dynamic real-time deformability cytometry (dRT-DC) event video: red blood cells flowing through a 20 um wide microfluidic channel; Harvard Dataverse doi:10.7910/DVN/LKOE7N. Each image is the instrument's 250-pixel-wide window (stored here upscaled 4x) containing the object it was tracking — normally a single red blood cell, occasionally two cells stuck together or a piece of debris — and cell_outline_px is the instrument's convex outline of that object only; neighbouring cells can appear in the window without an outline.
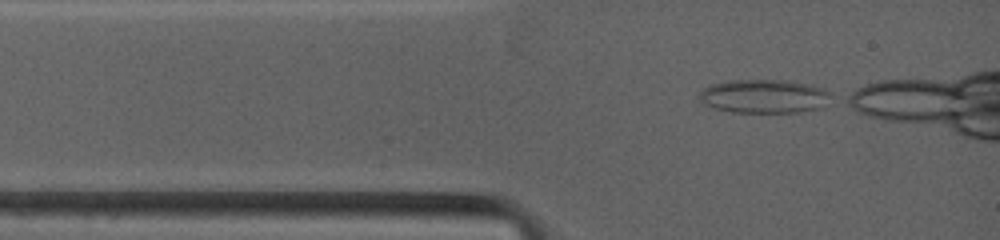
{"species": "common noctule bat (a hibernating species)", "species_latin": "Nyctalus noctula", "temperature_condition": "warm", "stored_images_in_passage": 18, "camera_frame_rate_fps": 4500, "um_per_image_px": 0.085, "animal": {"sex": "female", "body_mass_g": 19.0, "forearm_length_mm": 53.3}, "frame": {"image": 1, "passage_image": 1, "time_ms": 0.0, "image_size_px": [1000, 240], "cell_outline_px": [[828, 92], [824, 108], [800, 112], [732, 112], [716, 108], [704, 104], [700, 100], [700, 92], [704, 88], [712, 84], [728, 80], [788, 80], [824, 88]], "centroid_in_image_um": [64.93, 8.18], "position_along_channel_um": 20.1, "area_um2": 25.66}}
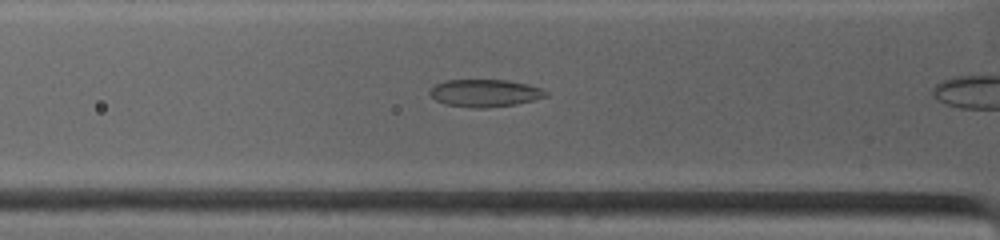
{"frame": {"image": 2, "passage_image": 11, "time_ms": 2.0, "image_size_px": [1000, 240], "cell_outline_px": [[548, 96], [516, 104], [488, 108], [472, 108], [444, 104], [436, 100], [428, 92], [436, 84], [444, 80], [508, 80], [528, 84], [540, 88], [548, 92]], "centroid_in_image_um": [41.21, 7.91], "position_along_channel_um": 84.6, "area_um2": 18.61}}
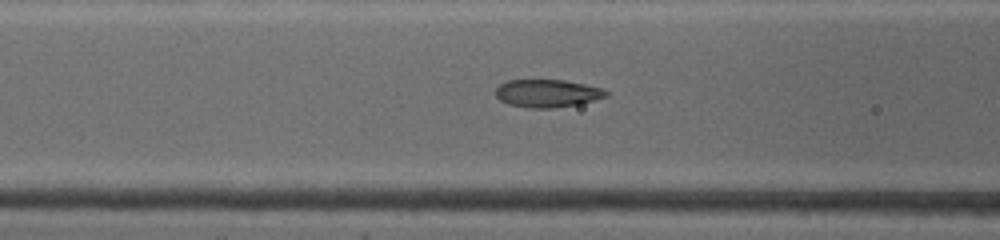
{"frame": {"image": 3, "passage_image": 16, "time_ms": 2.889, "image_size_px": [1000, 240], "cell_outline_px": [[608, 96], [580, 104], [552, 108], [528, 108], [508, 104], [500, 100], [496, 96], [496, 88], [500, 84], [508, 80], [564, 80], [584, 84], [600, 88], [608, 92]], "centroid_in_image_um": [46.51, 7.94], "position_along_channel_um": 120.1, "area_um2": 17.86}}